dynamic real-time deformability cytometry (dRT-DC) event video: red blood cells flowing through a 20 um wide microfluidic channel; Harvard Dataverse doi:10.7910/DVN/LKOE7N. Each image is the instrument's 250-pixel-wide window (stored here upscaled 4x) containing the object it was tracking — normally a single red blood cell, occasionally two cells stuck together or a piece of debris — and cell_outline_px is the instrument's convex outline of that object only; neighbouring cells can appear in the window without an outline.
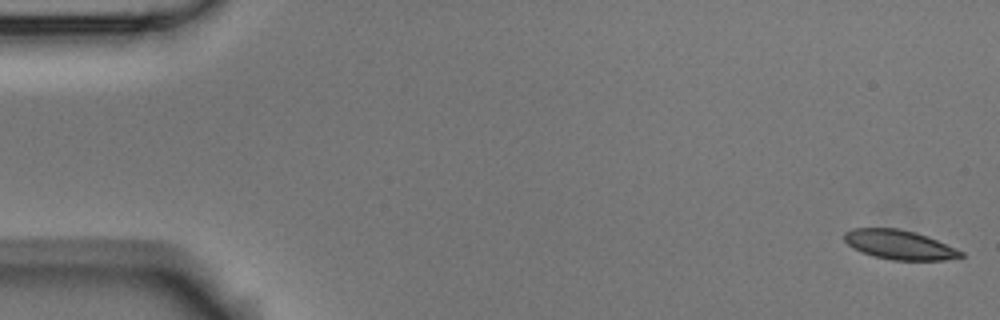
{"species": "Egyptian fruit bat (a non-hibernating species)", "species_latin": "Rousettus aegyptiacus", "temperature_condition": "room temperature", "stored_images_in_passage": 5, "camera_frame_rate_fps": 3000, "um_per_image_px": 0.085, "animal": {"sex": "male"}, "frame": {"image": 1, "passage_image": 1, "time_ms": 0.0, "image_size_px": [1000, 320], "cell_outline_px": [[964, 256], [944, 260], [892, 260], [872, 256], [860, 252], [848, 244], [844, 240], [844, 232], [852, 228], [900, 228], [916, 232], [928, 236], [956, 248], [964, 252]], "centroid_in_image_um": [76.44, 20.8], "position_along_channel_um": 8.6, "area_um2": 20.11}}
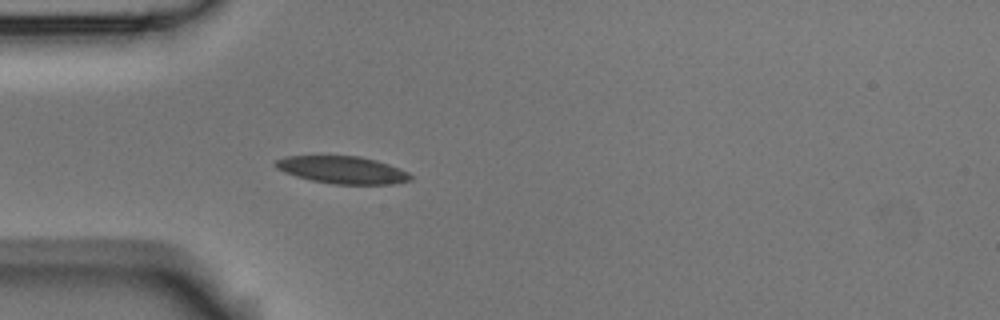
{"frame": {"image": 2, "passage_image": 5, "time_ms": 5.0, "image_size_px": [1000, 320], "cell_outline_px": [[412, 180], [396, 184], [332, 184], [312, 180], [296, 176], [284, 172], [276, 168], [272, 164], [276, 160], [284, 156], [360, 156], [376, 160], [400, 168], [408, 172], [412, 176]], "centroid_in_image_um": [29.11, 14.44], "position_along_channel_um": 55.9, "area_um2": 21.68}}